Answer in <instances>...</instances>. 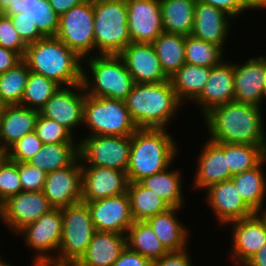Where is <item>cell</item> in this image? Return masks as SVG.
I'll list each match as a JSON object with an SVG mask.
<instances>
[{
  "label": "cell",
  "mask_w": 266,
  "mask_h": 266,
  "mask_svg": "<svg viewBox=\"0 0 266 266\" xmlns=\"http://www.w3.org/2000/svg\"><path fill=\"white\" fill-rule=\"evenodd\" d=\"M243 266H266V243Z\"/></svg>",
  "instance_id": "db71d44e"
},
{
  "label": "cell",
  "mask_w": 266,
  "mask_h": 266,
  "mask_svg": "<svg viewBox=\"0 0 266 266\" xmlns=\"http://www.w3.org/2000/svg\"><path fill=\"white\" fill-rule=\"evenodd\" d=\"M234 101L262 106L266 73L263 61L259 57H251L244 63H234Z\"/></svg>",
  "instance_id": "7402d4cb"
},
{
  "label": "cell",
  "mask_w": 266,
  "mask_h": 266,
  "mask_svg": "<svg viewBox=\"0 0 266 266\" xmlns=\"http://www.w3.org/2000/svg\"><path fill=\"white\" fill-rule=\"evenodd\" d=\"M82 202H92L127 193V173L114 168L81 166Z\"/></svg>",
  "instance_id": "ac0fdd59"
},
{
  "label": "cell",
  "mask_w": 266,
  "mask_h": 266,
  "mask_svg": "<svg viewBox=\"0 0 266 266\" xmlns=\"http://www.w3.org/2000/svg\"><path fill=\"white\" fill-rule=\"evenodd\" d=\"M33 266H79L76 262H60L56 260H43L33 264Z\"/></svg>",
  "instance_id": "11a10c76"
},
{
  "label": "cell",
  "mask_w": 266,
  "mask_h": 266,
  "mask_svg": "<svg viewBox=\"0 0 266 266\" xmlns=\"http://www.w3.org/2000/svg\"><path fill=\"white\" fill-rule=\"evenodd\" d=\"M43 193L53 208H63L80 202L82 198L80 158L72 165L47 173Z\"/></svg>",
  "instance_id": "2e32d148"
},
{
  "label": "cell",
  "mask_w": 266,
  "mask_h": 266,
  "mask_svg": "<svg viewBox=\"0 0 266 266\" xmlns=\"http://www.w3.org/2000/svg\"><path fill=\"white\" fill-rule=\"evenodd\" d=\"M165 74L170 77L185 63V36L163 32L152 43Z\"/></svg>",
  "instance_id": "e575fe53"
},
{
  "label": "cell",
  "mask_w": 266,
  "mask_h": 266,
  "mask_svg": "<svg viewBox=\"0 0 266 266\" xmlns=\"http://www.w3.org/2000/svg\"><path fill=\"white\" fill-rule=\"evenodd\" d=\"M250 10L266 9V0H246Z\"/></svg>",
  "instance_id": "9f6ffc18"
},
{
  "label": "cell",
  "mask_w": 266,
  "mask_h": 266,
  "mask_svg": "<svg viewBox=\"0 0 266 266\" xmlns=\"http://www.w3.org/2000/svg\"><path fill=\"white\" fill-rule=\"evenodd\" d=\"M83 125L87 136H131L139 128L126 107L125 101L85 96Z\"/></svg>",
  "instance_id": "52a82bcc"
},
{
  "label": "cell",
  "mask_w": 266,
  "mask_h": 266,
  "mask_svg": "<svg viewBox=\"0 0 266 266\" xmlns=\"http://www.w3.org/2000/svg\"><path fill=\"white\" fill-rule=\"evenodd\" d=\"M34 131L43 144L79 143L66 127L40 114Z\"/></svg>",
  "instance_id": "60d3db41"
},
{
  "label": "cell",
  "mask_w": 266,
  "mask_h": 266,
  "mask_svg": "<svg viewBox=\"0 0 266 266\" xmlns=\"http://www.w3.org/2000/svg\"><path fill=\"white\" fill-rule=\"evenodd\" d=\"M23 15L33 17L38 30L45 37H56L59 28V16L52 11L48 0H23Z\"/></svg>",
  "instance_id": "ab89813d"
},
{
  "label": "cell",
  "mask_w": 266,
  "mask_h": 266,
  "mask_svg": "<svg viewBox=\"0 0 266 266\" xmlns=\"http://www.w3.org/2000/svg\"><path fill=\"white\" fill-rule=\"evenodd\" d=\"M125 104L138 128L153 129H168L183 106L170 80L155 84L135 83Z\"/></svg>",
  "instance_id": "277c9868"
},
{
  "label": "cell",
  "mask_w": 266,
  "mask_h": 266,
  "mask_svg": "<svg viewBox=\"0 0 266 266\" xmlns=\"http://www.w3.org/2000/svg\"><path fill=\"white\" fill-rule=\"evenodd\" d=\"M30 70L22 60L15 67L0 74V101L4 105H21Z\"/></svg>",
  "instance_id": "8d00e7d4"
},
{
  "label": "cell",
  "mask_w": 266,
  "mask_h": 266,
  "mask_svg": "<svg viewBox=\"0 0 266 266\" xmlns=\"http://www.w3.org/2000/svg\"><path fill=\"white\" fill-rule=\"evenodd\" d=\"M85 96L82 83L59 87L39 114L63 125L73 134L74 128L83 126Z\"/></svg>",
  "instance_id": "4fadbf2b"
},
{
  "label": "cell",
  "mask_w": 266,
  "mask_h": 266,
  "mask_svg": "<svg viewBox=\"0 0 266 266\" xmlns=\"http://www.w3.org/2000/svg\"><path fill=\"white\" fill-rule=\"evenodd\" d=\"M234 95L233 61L223 60L219 65L211 68L208 81L194 102L203 117L214 107L234 101Z\"/></svg>",
  "instance_id": "603a6c76"
},
{
  "label": "cell",
  "mask_w": 266,
  "mask_h": 266,
  "mask_svg": "<svg viewBox=\"0 0 266 266\" xmlns=\"http://www.w3.org/2000/svg\"><path fill=\"white\" fill-rule=\"evenodd\" d=\"M197 158L193 179V188L205 190L208 187L232 178L224 152V143L214 142L207 138Z\"/></svg>",
  "instance_id": "44dd1931"
},
{
  "label": "cell",
  "mask_w": 266,
  "mask_h": 266,
  "mask_svg": "<svg viewBox=\"0 0 266 266\" xmlns=\"http://www.w3.org/2000/svg\"><path fill=\"white\" fill-rule=\"evenodd\" d=\"M5 105L0 101V115H1V113H2V110H3V107H4Z\"/></svg>",
  "instance_id": "91938a15"
},
{
  "label": "cell",
  "mask_w": 266,
  "mask_h": 266,
  "mask_svg": "<svg viewBox=\"0 0 266 266\" xmlns=\"http://www.w3.org/2000/svg\"><path fill=\"white\" fill-rule=\"evenodd\" d=\"M49 5L59 17L65 14L72 7L81 4L85 0H48Z\"/></svg>",
  "instance_id": "816d5d0a"
},
{
  "label": "cell",
  "mask_w": 266,
  "mask_h": 266,
  "mask_svg": "<svg viewBox=\"0 0 266 266\" xmlns=\"http://www.w3.org/2000/svg\"><path fill=\"white\" fill-rule=\"evenodd\" d=\"M22 1L23 0H0V13L6 16L20 13Z\"/></svg>",
  "instance_id": "f5cc1de1"
},
{
  "label": "cell",
  "mask_w": 266,
  "mask_h": 266,
  "mask_svg": "<svg viewBox=\"0 0 266 266\" xmlns=\"http://www.w3.org/2000/svg\"><path fill=\"white\" fill-rule=\"evenodd\" d=\"M131 136H86L79 141L81 166H99L127 172Z\"/></svg>",
  "instance_id": "30bf717a"
},
{
  "label": "cell",
  "mask_w": 266,
  "mask_h": 266,
  "mask_svg": "<svg viewBox=\"0 0 266 266\" xmlns=\"http://www.w3.org/2000/svg\"><path fill=\"white\" fill-rule=\"evenodd\" d=\"M131 42L153 43L164 32L159 0H126Z\"/></svg>",
  "instance_id": "e0dca14e"
},
{
  "label": "cell",
  "mask_w": 266,
  "mask_h": 266,
  "mask_svg": "<svg viewBox=\"0 0 266 266\" xmlns=\"http://www.w3.org/2000/svg\"><path fill=\"white\" fill-rule=\"evenodd\" d=\"M0 46L18 53L22 58L27 45L17 33L9 16L0 13Z\"/></svg>",
  "instance_id": "ee69618b"
},
{
  "label": "cell",
  "mask_w": 266,
  "mask_h": 266,
  "mask_svg": "<svg viewBox=\"0 0 266 266\" xmlns=\"http://www.w3.org/2000/svg\"><path fill=\"white\" fill-rule=\"evenodd\" d=\"M178 152V144L167 129L139 128L131 135L128 181L140 182L172 167Z\"/></svg>",
  "instance_id": "7a4b0ae2"
},
{
  "label": "cell",
  "mask_w": 266,
  "mask_h": 266,
  "mask_svg": "<svg viewBox=\"0 0 266 266\" xmlns=\"http://www.w3.org/2000/svg\"><path fill=\"white\" fill-rule=\"evenodd\" d=\"M231 225L232 251L230 259L243 266L266 243V212L229 223ZM231 253V254H230Z\"/></svg>",
  "instance_id": "5bb4252c"
},
{
  "label": "cell",
  "mask_w": 266,
  "mask_h": 266,
  "mask_svg": "<svg viewBox=\"0 0 266 266\" xmlns=\"http://www.w3.org/2000/svg\"><path fill=\"white\" fill-rule=\"evenodd\" d=\"M209 4L215 8L225 11L232 18L236 19L239 15L249 10L246 0H197ZM238 16V17H237Z\"/></svg>",
  "instance_id": "7dc6e473"
},
{
  "label": "cell",
  "mask_w": 266,
  "mask_h": 266,
  "mask_svg": "<svg viewBox=\"0 0 266 266\" xmlns=\"http://www.w3.org/2000/svg\"><path fill=\"white\" fill-rule=\"evenodd\" d=\"M84 203L88 206L96 231L126 235L134 222L128 193Z\"/></svg>",
  "instance_id": "9a60e30c"
},
{
  "label": "cell",
  "mask_w": 266,
  "mask_h": 266,
  "mask_svg": "<svg viewBox=\"0 0 266 266\" xmlns=\"http://www.w3.org/2000/svg\"><path fill=\"white\" fill-rule=\"evenodd\" d=\"M164 32L189 36L197 0H159Z\"/></svg>",
  "instance_id": "f1b7e54d"
},
{
  "label": "cell",
  "mask_w": 266,
  "mask_h": 266,
  "mask_svg": "<svg viewBox=\"0 0 266 266\" xmlns=\"http://www.w3.org/2000/svg\"><path fill=\"white\" fill-rule=\"evenodd\" d=\"M83 62L92 74L83 67L82 84L87 95L126 100L135 82L119 55H92Z\"/></svg>",
  "instance_id": "5b68a950"
},
{
  "label": "cell",
  "mask_w": 266,
  "mask_h": 266,
  "mask_svg": "<svg viewBox=\"0 0 266 266\" xmlns=\"http://www.w3.org/2000/svg\"><path fill=\"white\" fill-rule=\"evenodd\" d=\"M42 141L35 131L27 133L14 143L4 155L15 163H28L29 160L42 148Z\"/></svg>",
  "instance_id": "7bdbcfd3"
},
{
  "label": "cell",
  "mask_w": 266,
  "mask_h": 266,
  "mask_svg": "<svg viewBox=\"0 0 266 266\" xmlns=\"http://www.w3.org/2000/svg\"><path fill=\"white\" fill-rule=\"evenodd\" d=\"M79 158V143L43 144L29 164L46 173L72 165Z\"/></svg>",
  "instance_id": "1f68e13d"
},
{
  "label": "cell",
  "mask_w": 266,
  "mask_h": 266,
  "mask_svg": "<svg viewBox=\"0 0 266 266\" xmlns=\"http://www.w3.org/2000/svg\"><path fill=\"white\" fill-rule=\"evenodd\" d=\"M127 193L134 221H146L170 208L159 195L147 189L140 182H129Z\"/></svg>",
  "instance_id": "836d02e7"
},
{
  "label": "cell",
  "mask_w": 266,
  "mask_h": 266,
  "mask_svg": "<svg viewBox=\"0 0 266 266\" xmlns=\"http://www.w3.org/2000/svg\"><path fill=\"white\" fill-rule=\"evenodd\" d=\"M39 111L22 105H5L0 115V154L35 130Z\"/></svg>",
  "instance_id": "d4e9b609"
},
{
  "label": "cell",
  "mask_w": 266,
  "mask_h": 266,
  "mask_svg": "<svg viewBox=\"0 0 266 266\" xmlns=\"http://www.w3.org/2000/svg\"><path fill=\"white\" fill-rule=\"evenodd\" d=\"M126 237L127 247L151 262L160 259L168 252L147 221H134L128 228Z\"/></svg>",
  "instance_id": "d6a6232c"
},
{
  "label": "cell",
  "mask_w": 266,
  "mask_h": 266,
  "mask_svg": "<svg viewBox=\"0 0 266 266\" xmlns=\"http://www.w3.org/2000/svg\"><path fill=\"white\" fill-rule=\"evenodd\" d=\"M132 79L138 84H155L169 80L161 67L152 43H129L119 54Z\"/></svg>",
  "instance_id": "d6986e66"
},
{
  "label": "cell",
  "mask_w": 266,
  "mask_h": 266,
  "mask_svg": "<svg viewBox=\"0 0 266 266\" xmlns=\"http://www.w3.org/2000/svg\"><path fill=\"white\" fill-rule=\"evenodd\" d=\"M266 158L255 168L232 176L231 180L244 201L254 213H265L266 175L264 165ZM263 170V171H262Z\"/></svg>",
  "instance_id": "83f0119b"
},
{
  "label": "cell",
  "mask_w": 266,
  "mask_h": 266,
  "mask_svg": "<svg viewBox=\"0 0 266 266\" xmlns=\"http://www.w3.org/2000/svg\"><path fill=\"white\" fill-rule=\"evenodd\" d=\"M21 61L22 57L18 53L0 46V74L12 69Z\"/></svg>",
  "instance_id": "f907efd6"
},
{
  "label": "cell",
  "mask_w": 266,
  "mask_h": 266,
  "mask_svg": "<svg viewBox=\"0 0 266 266\" xmlns=\"http://www.w3.org/2000/svg\"><path fill=\"white\" fill-rule=\"evenodd\" d=\"M93 9L96 55H119L131 43L126 0H96Z\"/></svg>",
  "instance_id": "8992f818"
},
{
  "label": "cell",
  "mask_w": 266,
  "mask_h": 266,
  "mask_svg": "<svg viewBox=\"0 0 266 266\" xmlns=\"http://www.w3.org/2000/svg\"><path fill=\"white\" fill-rule=\"evenodd\" d=\"M211 68L185 63L169 77L172 88L180 102L195 101L208 81Z\"/></svg>",
  "instance_id": "f546056e"
},
{
  "label": "cell",
  "mask_w": 266,
  "mask_h": 266,
  "mask_svg": "<svg viewBox=\"0 0 266 266\" xmlns=\"http://www.w3.org/2000/svg\"><path fill=\"white\" fill-rule=\"evenodd\" d=\"M9 17L17 33L20 35L21 39L26 45L33 44L45 37L38 30L37 24L34 21L33 17L31 16L29 17L28 15H23V12L11 15Z\"/></svg>",
  "instance_id": "f6af8a7d"
},
{
  "label": "cell",
  "mask_w": 266,
  "mask_h": 266,
  "mask_svg": "<svg viewBox=\"0 0 266 266\" xmlns=\"http://www.w3.org/2000/svg\"><path fill=\"white\" fill-rule=\"evenodd\" d=\"M180 209L183 210V208L170 207L146 220L168 252L180 251L188 246L190 233L182 220L177 217Z\"/></svg>",
  "instance_id": "4316f807"
},
{
  "label": "cell",
  "mask_w": 266,
  "mask_h": 266,
  "mask_svg": "<svg viewBox=\"0 0 266 266\" xmlns=\"http://www.w3.org/2000/svg\"><path fill=\"white\" fill-rule=\"evenodd\" d=\"M258 57L263 61V66H264L265 73H266V56L260 55ZM265 99H266V83H265V90H264V100Z\"/></svg>",
  "instance_id": "6f0895ef"
},
{
  "label": "cell",
  "mask_w": 266,
  "mask_h": 266,
  "mask_svg": "<svg viewBox=\"0 0 266 266\" xmlns=\"http://www.w3.org/2000/svg\"><path fill=\"white\" fill-rule=\"evenodd\" d=\"M126 247V235L96 231L76 263L79 266H112Z\"/></svg>",
  "instance_id": "484cf974"
},
{
  "label": "cell",
  "mask_w": 266,
  "mask_h": 266,
  "mask_svg": "<svg viewBox=\"0 0 266 266\" xmlns=\"http://www.w3.org/2000/svg\"><path fill=\"white\" fill-rule=\"evenodd\" d=\"M22 60L31 72L53 80L60 87L82 83L83 59L57 37H44L27 45Z\"/></svg>",
  "instance_id": "3957f363"
},
{
  "label": "cell",
  "mask_w": 266,
  "mask_h": 266,
  "mask_svg": "<svg viewBox=\"0 0 266 266\" xmlns=\"http://www.w3.org/2000/svg\"><path fill=\"white\" fill-rule=\"evenodd\" d=\"M224 152L232 176L255 168L266 158L260 145L224 143Z\"/></svg>",
  "instance_id": "d590c367"
},
{
  "label": "cell",
  "mask_w": 266,
  "mask_h": 266,
  "mask_svg": "<svg viewBox=\"0 0 266 266\" xmlns=\"http://www.w3.org/2000/svg\"><path fill=\"white\" fill-rule=\"evenodd\" d=\"M188 249L167 252L160 259L152 262L151 266H193Z\"/></svg>",
  "instance_id": "c3c4849f"
},
{
  "label": "cell",
  "mask_w": 266,
  "mask_h": 266,
  "mask_svg": "<svg viewBox=\"0 0 266 266\" xmlns=\"http://www.w3.org/2000/svg\"><path fill=\"white\" fill-rule=\"evenodd\" d=\"M59 87L53 80L30 71L21 105L40 111Z\"/></svg>",
  "instance_id": "f35d334b"
},
{
  "label": "cell",
  "mask_w": 266,
  "mask_h": 266,
  "mask_svg": "<svg viewBox=\"0 0 266 266\" xmlns=\"http://www.w3.org/2000/svg\"><path fill=\"white\" fill-rule=\"evenodd\" d=\"M232 18L225 11L196 1L192 36L225 49Z\"/></svg>",
  "instance_id": "cb8c5ba5"
},
{
  "label": "cell",
  "mask_w": 266,
  "mask_h": 266,
  "mask_svg": "<svg viewBox=\"0 0 266 266\" xmlns=\"http://www.w3.org/2000/svg\"><path fill=\"white\" fill-rule=\"evenodd\" d=\"M62 224L61 208H52L17 233L18 236L22 234L25 245L36 252L32 260L33 264L38 261L56 259L62 237Z\"/></svg>",
  "instance_id": "8fae6325"
},
{
  "label": "cell",
  "mask_w": 266,
  "mask_h": 266,
  "mask_svg": "<svg viewBox=\"0 0 266 266\" xmlns=\"http://www.w3.org/2000/svg\"><path fill=\"white\" fill-rule=\"evenodd\" d=\"M225 50L220 46L197 39L192 35L185 36L186 63L212 68L219 65L225 58Z\"/></svg>",
  "instance_id": "74e56055"
},
{
  "label": "cell",
  "mask_w": 266,
  "mask_h": 266,
  "mask_svg": "<svg viewBox=\"0 0 266 266\" xmlns=\"http://www.w3.org/2000/svg\"><path fill=\"white\" fill-rule=\"evenodd\" d=\"M204 201L212 208L219 225L250 217L254 212L242 200L235 183L230 179L205 189Z\"/></svg>",
  "instance_id": "ffe728a7"
},
{
  "label": "cell",
  "mask_w": 266,
  "mask_h": 266,
  "mask_svg": "<svg viewBox=\"0 0 266 266\" xmlns=\"http://www.w3.org/2000/svg\"><path fill=\"white\" fill-rule=\"evenodd\" d=\"M56 37L81 59L96 55L93 1L85 0L59 17Z\"/></svg>",
  "instance_id": "9c48e42d"
},
{
  "label": "cell",
  "mask_w": 266,
  "mask_h": 266,
  "mask_svg": "<svg viewBox=\"0 0 266 266\" xmlns=\"http://www.w3.org/2000/svg\"><path fill=\"white\" fill-rule=\"evenodd\" d=\"M170 169L168 167L160 173L146 177L140 183L147 189L154 191L170 207L182 208L185 203L182 193L184 192L182 173L179 171V168H177L178 170Z\"/></svg>",
  "instance_id": "4dcf8cb0"
},
{
  "label": "cell",
  "mask_w": 266,
  "mask_h": 266,
  "mask_svg": "<svg viewBox=\"0 0 266 266\" xmlns=\"http://www.w3.org/2000/svg\"><path fill=\"white\" fill-rule=\"evenodd\" d=\"M52 208L43 191L20 192L0 205V219L16 235Z\"/></svg>",
  "instance_id": "7c38bea8"
},
{
  "label": "cell",
  "mask_w": 266,
  "mask_h": 266,
  "mask_svg": "<svg viewBox=\"0 0 266 266\" xmlns=\"http://www.w3.org/2000/svg\"><path fill=\"white\" fill-rule=\"evenodd\" d=\"M263 107L231 101L206 113L209 139L219 143L260 145L266 151Z\"/></svg>",
  "instance_id": "6da1fadb"
},
{
  "label": "cell",
  "mask_w": 266,
  "mask_h": 266,
  "mask_svg": "<svg viewBox=\"0 0 266 266\" xmlns=\"http://www.w3.org/2000/svg\"><path fill=\"white\" fill-rule=\"evenodd\" d=\"M23 192L19 178V163L0 155V205L9 197Z\"/></svg>",
  "instance_id": "b9f144b4"
},
{
  "label": "cell",
  "mask_w": 266,
  "mask_h": 266,
  "mask_svg": "<svg viewBox=\"0 0 266 266\" xmlns=\"http://www.w3.org/2000/svg\"><path fill=\"white\" fill-rule=\"evenodd\" d=\"M63 224L62 237L56 261L77 262L85 253L96 232L86 203L61 208Z\"/></svg>",
  "instance_id": "ba28073f"
},
{
  "label": "cell",
  "mask_w": 266,
  "mask_h": 266,
  "mask_svg": "<svg viewBox=\"0 0 266 266\" xmlns=\"http://www.w3.org/2000/svg\"><path fill=\"white\" fill-rule=\"evenodd\" d=\"M4 259H2L1 257H0V266H14V265H10V263L8 262V263H6V262H4L3 261Z\"/></svg>",
  "instance_id": "680465c9"
},
{
  "label": "cell",
  "mask_w": 266,
  "mask_h": 266,
  "mask_svg": "<svg viewBox=\"0 0 266 266\" xmlns=\"http://www.w3.org/2000/svg\"><path fill=\"white\" fill-rule=\"evenodd\" d=\"M46 174L29 163H19V178L23 192L43 191Z\"/></svg>",
  "instance_id": "bcb514c9"
},
{
  "label": "cell",
  "mask_w": 266,
  "mask_h": 266,
  "mask_svg": "<svg viewBox=\"0 0 266 266\" xmlns=\"http://www.w3.org/2000/svg\"><path fill=\"white\" fill-rule=\"evenodd\" d=\"M152 262L142 256L130 250L128 247L120 254L119 258L112 266H151Z\"/></svg>",
  "instance_id": "681fc988"
}]
</instances>
